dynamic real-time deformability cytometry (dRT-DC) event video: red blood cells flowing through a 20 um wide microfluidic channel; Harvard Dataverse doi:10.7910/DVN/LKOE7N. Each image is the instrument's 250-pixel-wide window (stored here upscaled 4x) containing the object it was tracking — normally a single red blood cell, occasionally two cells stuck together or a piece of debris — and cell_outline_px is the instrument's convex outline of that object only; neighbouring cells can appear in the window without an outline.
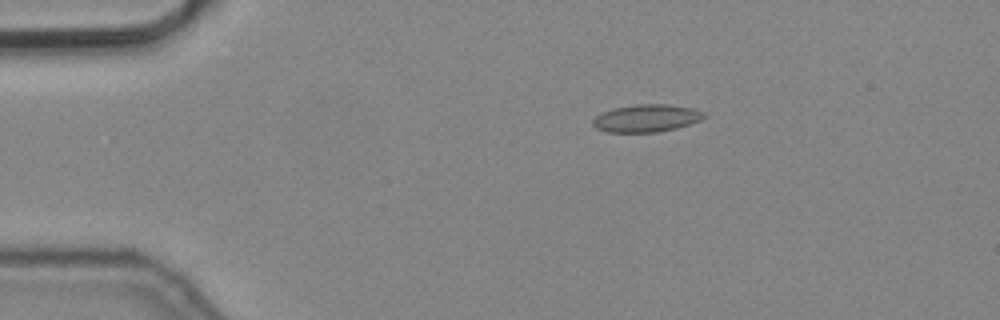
{"species": "common noctule bat (a hibernating species)", "species_latin": "Nyctalus noctula", "temperature_condition": "cold", "stored_images_in_passage": 8, "camera_frame_rate_fps": 3000, "um_per_image_px": 0.085, "animal": {"sex": "male", "body_mass_g": 19.2, "forearm_length_mm": 51.8}, "frame": {"image": 1, "passage_image": 3, "time_ms": 0.667, "image_size_px": [1000, 320], "cell_outline_px": [[708, 116], [700, 120], [676, 128], [656, 132], [608, 132], [596, 128], [592, 124], [592, 120], [596, 116], [612, 108], [636, 104], [668, 104], [692, 108], [704, 112]], "centroid_in_image_um": [54.95, 10.04], "position_along_channel_um": 30.1, "area_um2": 17.8}}
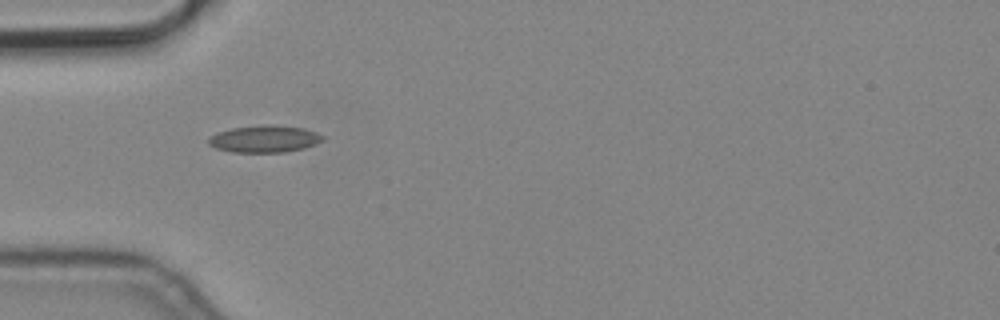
{"frame": {"image": 2, "passage_image": 5, "time_ms": 1.333, "image_size_px": [1000, 320], "cell_outline_px": [[324, 140], [316, 144], [304, 148], [284, 152], [232, 152], [216, 148], [208, 144], [208, 136], [216, 132], [232, 128], [264, 124], [272, 124], [304, 128], [316, 132], [324, 136]], "centroid_in_image_um": [22.47, 11.8], "position_along_channel_um": 62.5, "area_um2": 18.21}}
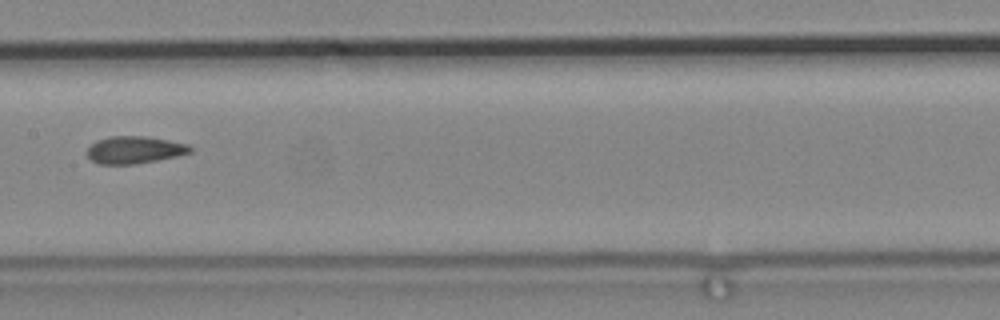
{"frame": {"image": 3, "passage_image": 8, "time_ms": 2.333, "image_size_px": [1000, 320], "cell_outline_px": [[192, 152], [176, 156], [136, 164], [96, 164], [84, 152], [96, 140], [108, 136], [148, 136], [188, 144], [192, 148]], "centroid_in_image_um": [11.4, 12.73], "position_along_channel_um": 196.0, "area_um2": 16.53}}